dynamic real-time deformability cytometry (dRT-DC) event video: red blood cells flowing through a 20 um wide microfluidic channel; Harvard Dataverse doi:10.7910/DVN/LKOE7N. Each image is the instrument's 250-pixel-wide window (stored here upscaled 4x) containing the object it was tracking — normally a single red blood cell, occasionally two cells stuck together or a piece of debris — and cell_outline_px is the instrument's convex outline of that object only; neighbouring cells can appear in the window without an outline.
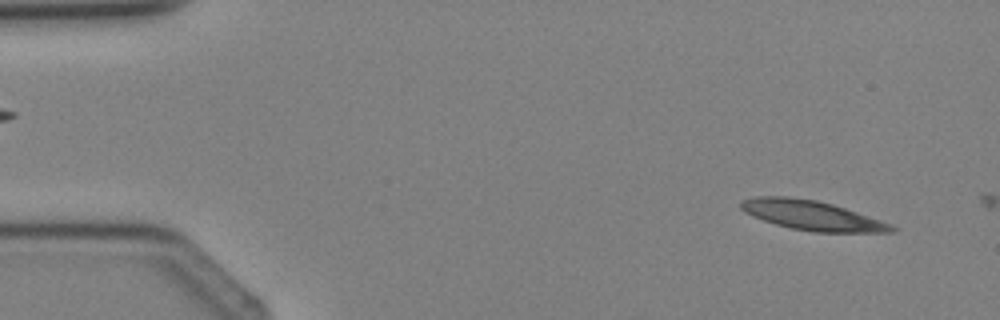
{"species": "Egyptian fruit bat (a non-hibernating species)", "species_latin": "Rousettus aegyptiacus", "temperature_condition": "cold", "stored_images_in_passage": 2, "segment_of_instrument_passage": [2, 2], "camera_frame_rate_fps": 3000, "um_per_image_px": 0.085, "animal": {"sex": "female"}, "frame": {"image": 1, "passage_image": 2, "time_ms": 1.0, "image_size_px": [1000, 320], "cell_outline_px": [[896, 232], [812, 232], [792, 228], [776, 224], [752, 216], [744, 212], [740, 208], [740, 200], [756, 196], [788, 196], [816, 200], [832, 204], [892, 224], [896, 228]], "centroid_in_image_um": [68.97, 18.3], "position_along_channel_um": 16.0, "area_um2": 25.84}}